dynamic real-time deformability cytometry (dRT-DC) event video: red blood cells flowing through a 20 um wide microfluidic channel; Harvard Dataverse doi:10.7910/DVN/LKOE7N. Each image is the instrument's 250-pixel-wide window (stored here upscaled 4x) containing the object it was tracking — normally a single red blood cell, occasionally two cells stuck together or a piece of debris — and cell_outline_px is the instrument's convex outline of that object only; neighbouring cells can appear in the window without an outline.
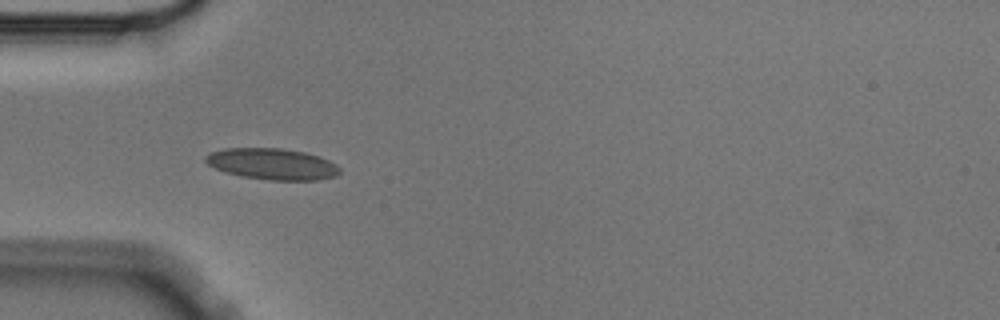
{"species": "Egyptian fruit bat (a non-hibernating species)", "species_latin": "Rousettus aegyptiacus", "temperature_condition": "cold", "stored_images_in_passage": 6, "camera_frame_rate_fps": 3000, "um_per_image_px": 0.085, "animal": {"sex": "male"}, "frame": {"image": 1, "passage_image": 5, "time_ms": 1.333, "image_size_px": [1000, 320], "cell_outline_px": [[340, 172], [336, 176], [316, 180], [268, 180], [244, 176], [224, 172], [208, 164], [204, 160], [204, 156], [208, 152], [224, 148], [280, 148], [304, 152], [328, 160], [336, 164], [340, 168]], "centroid_in_image_um": [23.11, 13.93], "position_along_channel_um": 61.9, "area_um2": 24.39}}
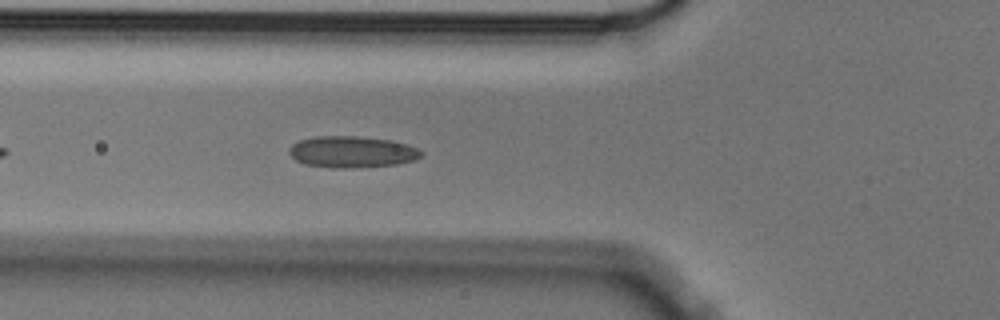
{"frame": {"image": 2, "passage_image": 6, "time_ms": 1.667, "image_size_px": [1000, 320], "cell_outline_px": [[424, 156], [416, 160], [396, 164], [356, 168], [332, 168], [304, 164], [296, 160], [288, 152], [292, 144], [300, 140], [316, 136], [356, 136], [392, 140], [416, 148], [424, 152]], "centroid_in_image_um": [29.93, 12.92], "position_along_channel_um": 95.9, "area_um2": 24.33}}